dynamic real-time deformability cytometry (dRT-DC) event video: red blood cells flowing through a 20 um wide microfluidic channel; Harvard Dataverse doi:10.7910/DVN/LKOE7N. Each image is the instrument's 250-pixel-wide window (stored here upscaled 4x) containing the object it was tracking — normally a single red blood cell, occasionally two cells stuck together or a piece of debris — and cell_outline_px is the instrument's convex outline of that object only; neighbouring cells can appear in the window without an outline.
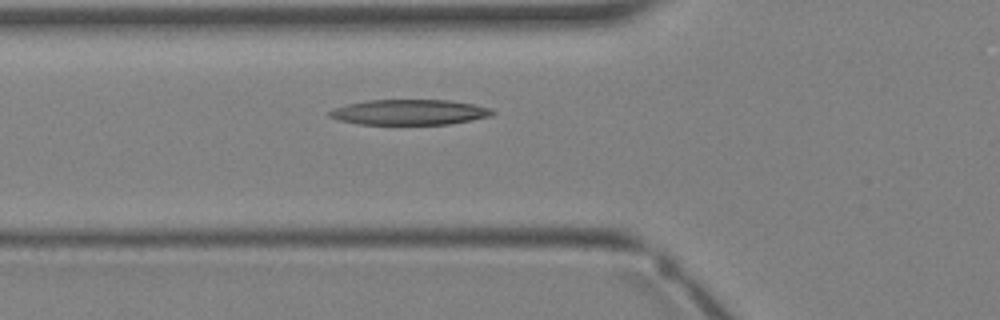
{"species": "Egyptian fruit bat (a non-hibernating species)", "species_latin": "Rousettus aegyptiacus", "temperature_condition": "warm", "stored_images_in_passage": 3, "camera_frame_rate_fps": 3000, "um_per_image_px": 0.085, "animal": {"sex": "female"}, "frame": {"image": 1, "passage_image": 3, "time_ms": 2.667, "image_size_px": [1000, 320], "cell_outline_px": [[496, 112], [488, 116], [472, 120], [448, 124], [360, 124], [340, 120], [328, 116], [328, 112], [332, 108], [348, 104], [368, 100], [448, 100], [472, 104], [492, 108]], "centroid_in_image_um": [34.79, 9.53], "position_along_channel_um": 91.0, "area_um2": 23.93}}